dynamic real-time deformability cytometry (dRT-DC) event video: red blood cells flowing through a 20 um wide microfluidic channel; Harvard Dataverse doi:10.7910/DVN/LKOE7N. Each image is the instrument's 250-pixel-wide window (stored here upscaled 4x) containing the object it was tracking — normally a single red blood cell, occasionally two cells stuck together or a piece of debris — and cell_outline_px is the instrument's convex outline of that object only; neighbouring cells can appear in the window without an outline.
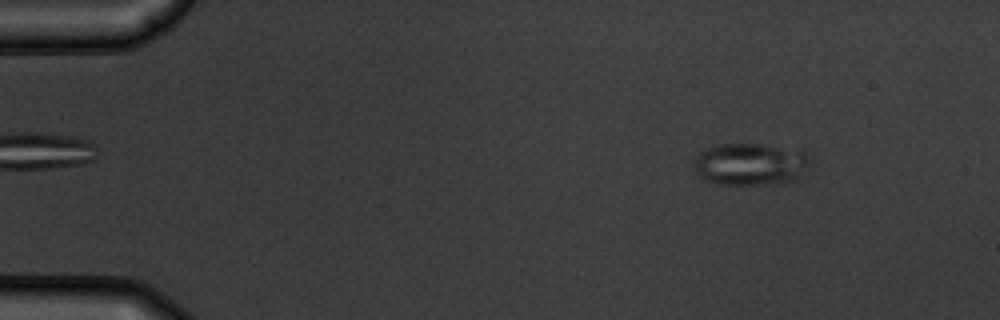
{"species": "common noctule bat (a hibernating species)", "species_latin": "Nyctalus noctula", "temperature_condition": "warm", "stored_images_in_passage": 55, "camera_frame_rate_fps": 3000, "um_per_image_px": 0.085, "animal": {"sex": "male", "body_mass_g": 19.5, "forearm_length_mm": 54.6}, "frame": {"image": 1, "passage_image": 8, "time_ms": 2.333, "image_size_px": [1000, 320], "cell_outline_px": [[808, 160], [796, 176], [792, 180], [776, 184], [716, 184], [704, 180], [692, 168], [696, 156], [700, 152], [716, 144], [760, 144], [804, 148], [808, 152]], "centroid_in_image_um": [63.73, 13.92], "position_along_channel_um": 21.3, "area_um2": 28.61}}
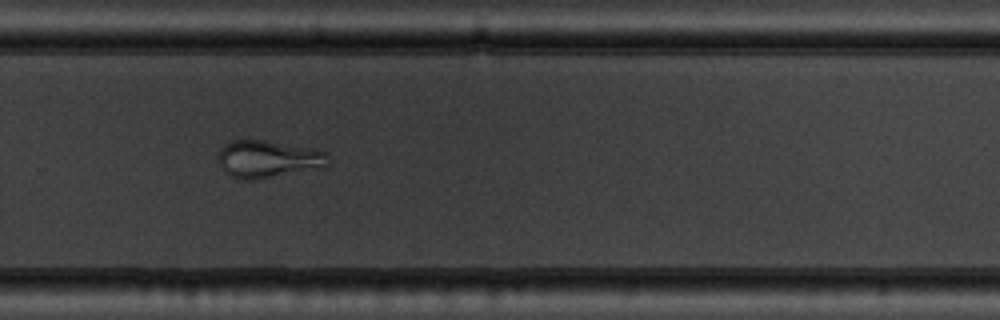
{"frame": {"image": 2, "passage_image": 38, "time_ms": 12.333, "image_size_px": [1000, 320], "cell_outline_px": [[328, 164], [324, 168], [256, 180], [244, 180], [232, 176], [224, 172], [216, 156], [220, 148], [224, 144], [232, 140], [264, 140], [312, 148], [328, 152]], "centroid_in_image_um": [22.79, 13.53], "position_along_channel_um": 307.0, "area_um2": 24.39}}
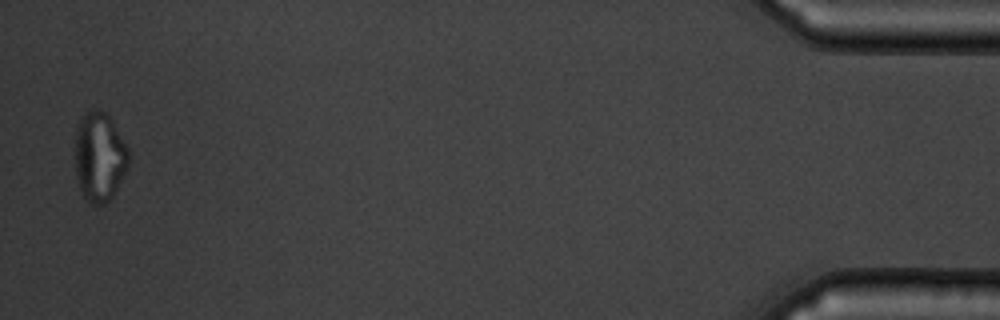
{"frame": {"image": 3, "passage_image": 54, "time_ms": 17.667, "image_size_px": [1000, 320], "cell_outline_px": [[128, 164], [112, 196], [104, 204], [88, 204], [84, 200], [80, 192], [76, 176], [76, 132], [80, 116], [84, 112], [92, 108], [96, 108], [104, 112], [108, 116], [128, 148]], "centroid_in_image_um": [8.41, 13.33], "position_along_channel_um": 426.8, "area_um2": 27.69}, "authors_computed_cell_mechanics": {"area_um2": 26.5302, "velocity_mm_per_s": 3.801, "shape_relaxation_time_tau1_ms": null, "shape_relaxation_time_tau2_ms": 1.1292, "deformation_change_tau1": null, "deformation_change_tau2": 0.0571}}